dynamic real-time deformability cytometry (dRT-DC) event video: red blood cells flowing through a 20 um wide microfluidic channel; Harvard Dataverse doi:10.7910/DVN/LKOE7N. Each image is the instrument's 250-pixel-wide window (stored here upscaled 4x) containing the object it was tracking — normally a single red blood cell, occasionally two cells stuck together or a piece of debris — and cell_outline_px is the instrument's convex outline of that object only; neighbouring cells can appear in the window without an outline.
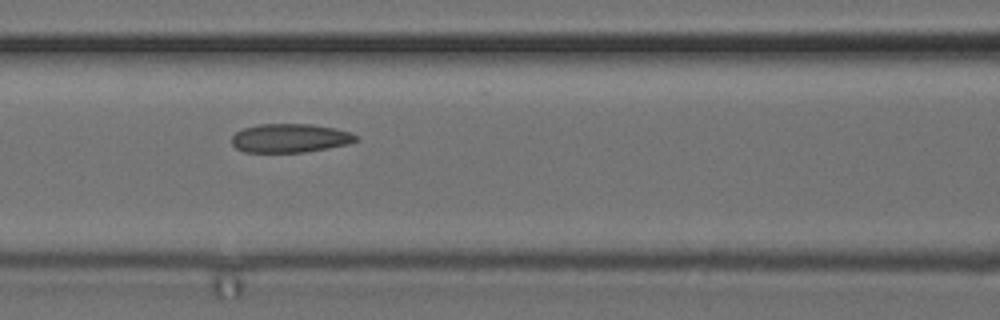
{"species": "common noctule bat (a hibernating species)", "species_latin": "Nyctalus noctula", "temperature_condition": "cold", "stored_images_in_passage": 10, "camera_frame_rate_fps": 3000, "um_per_image_px": 0.085, "animal": {"sex": "female", "body_mass_g": 24.6, "forearm_length_mm": 56.2}, "frame": {"image": 1, "passage_image": 6, "time_ms": 1.667, "image_size_px": [1000, 320], "cell_outline_px": [[360, 136], [356, 140], [348, 144], [304, 152], [244, 152], [236, 148], [232, 144], [232, 136], [236, 132], [244, 128], [260, 124], [312, 124], [332, 128], [348, 132]], "centroid_in_image_um": [24.63, 11.74], "position_along_channel_um": 142.0, "area_um2": 20.63}}
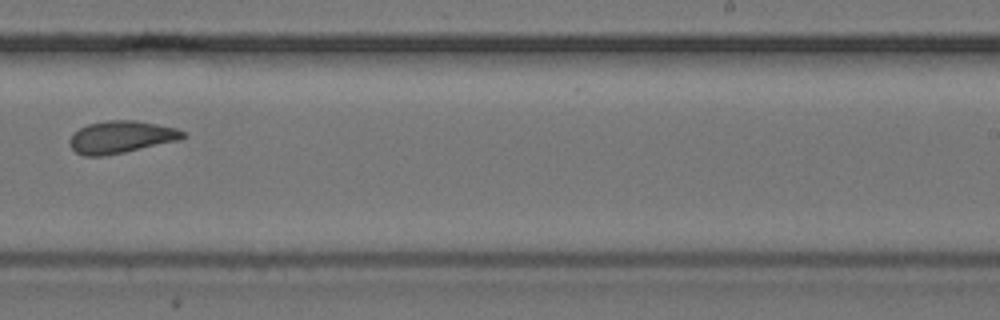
{"frame": {"image": 2, "passage_image": 9, "time_ms": 2.667, "image_size_px": [1000, 320], "cell_outline_px": [[188, 136], [180, 140], [124, 152], [104, 156], [84, 156], [76, 152], [68, 144], [68, 140], [72, 132], [88, 124], [108, 120], [136, 120], [176, 128], [184, 132]], "centroid_in_image_um": [10.27, 11.65], "position_along_channel_um": 278.7, "area_um2": 21.44}}
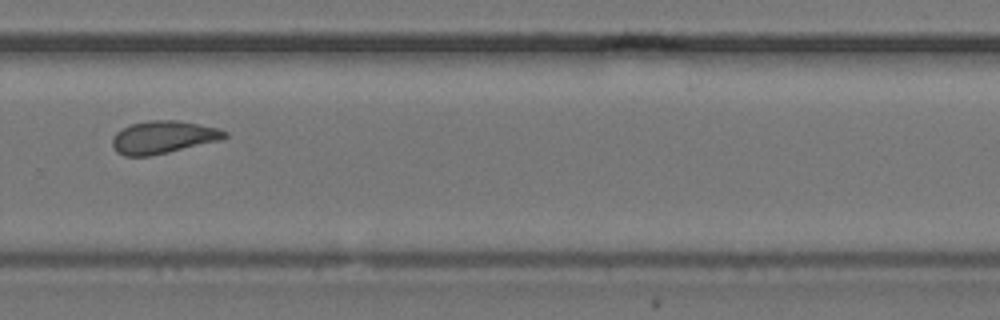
{"frame": {"image": 3, "passage_image": 10, "time_ms": 3.0, "image_size_px": [1000, 320], "cell_outline_px": [[228, 136], [220, 140], [168, 152], [148, 156], [124, 156], [116, 152], [112, 144], [112, 140], [116, 132], [132, 124], [148, 120], [176, 120], [200, 124], [220, 128], [228, 132]], "centroid_in_image_um": [13.88, 11.66], "position_along_channel_um": 315.9, "area_um2": 21.33}}